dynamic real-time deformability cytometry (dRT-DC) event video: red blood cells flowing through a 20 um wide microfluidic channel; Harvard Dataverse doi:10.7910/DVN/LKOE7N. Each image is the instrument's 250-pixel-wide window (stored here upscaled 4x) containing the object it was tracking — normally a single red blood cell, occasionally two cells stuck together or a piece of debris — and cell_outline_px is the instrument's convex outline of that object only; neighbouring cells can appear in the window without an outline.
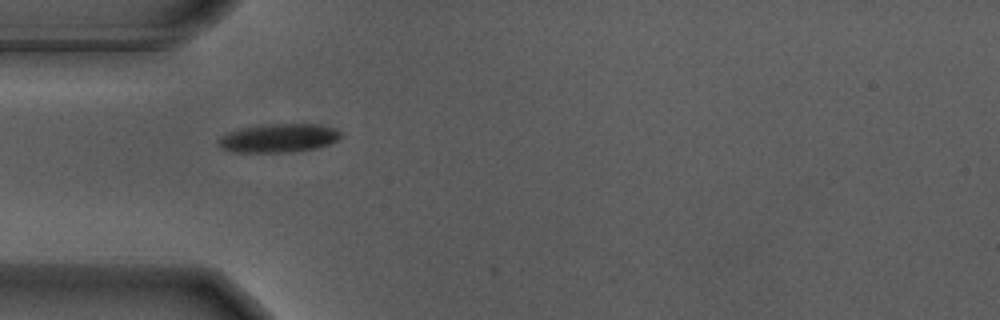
{"species": "Egyptian fruit bat (a non-hibernating species)", "species_latin": "Rousettus aegyptiacus", "temperature_condition": "warm", "stored_images_in_passage": 36, "camera_frame_rate_fps": 3000, "um_per_image_px": 0.085, "animal": {"sex": "male"}, "frame": {"image": 1, "passage_image": 2, "time_ms": 0.333, "image_size_px": [1000, 320], "cell_outline_px": [[344, 136], [328, 144], [316, 148], [292, 152], [236, 152], [220, 148], [216, 144], [216, 140], [228, 132], [244, 128], [272, 124], [316, 124], [332, 128], [340, 132]], "centroid_in_image_um": [23.66, 11.75], "position_along_channel_um": 61.3, "area_um2": 20.23}}
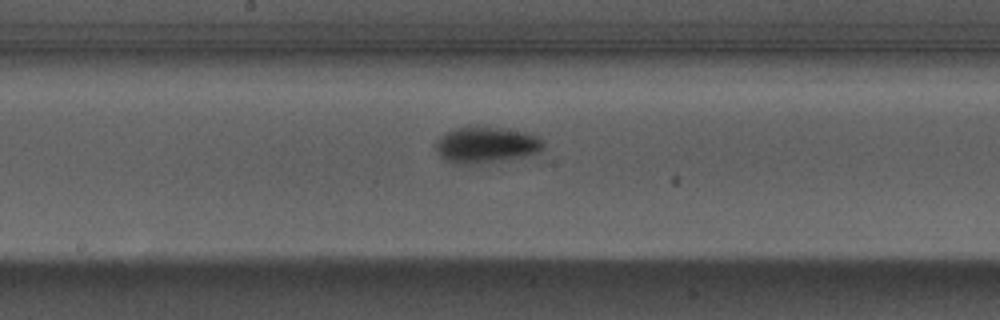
{"frame": {"image": 2, "passage_image": 14, "time_ms": 4.333, "image_size_px": [1000, 320], "cell_outline_px": [[544, 148], [540, 152], [520, 156], [468, 164], [456, 164], [440, 156], [432, 144], [444, 132], [452, 128], [468, 124], [504, 128], [524, 132], [536, 136], [544, 144]], "centroid_in_image_um": [41.21, 12.25], "position_along_channel_um": 207.0, "area_um2": 22.77}}
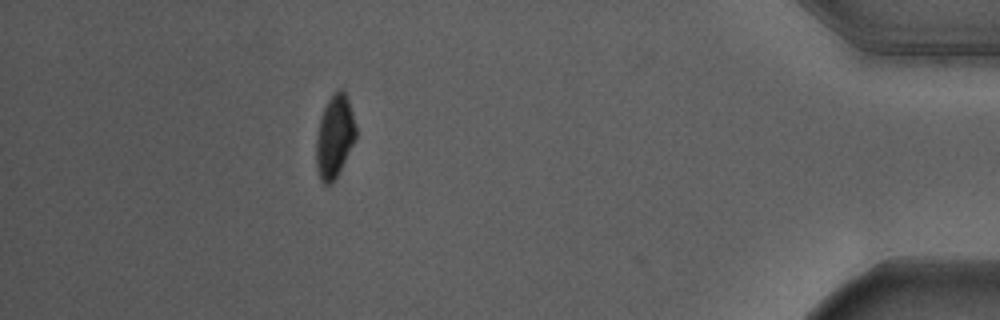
{"frame": {"image": 3, "passage_image": 35, "time_ms": 11.333, "image_size_px": [1000, 320], "cell_outline_px": [[356, 136], [332, 184], [324, 184], [320, 180], [316, 168], [316, 136], [320, 116], [332, 92], [336, 88], [344, 88], [352, 112], [356, 128]], "centroid_in_image_um": [28.41, 11.54], "position_along_channel_um": 406.8, "area_um2": 19.07}, "authors_computed_cell_mechanics": {"area_um2": 20.8658, "velocity_mm_per_s": 3.6806, "shape_relaxation_time_tau1_ms": 3.1802, "shape_relaxation_time_tau2_ms": null, "deformation_change_tau1": 0.1511, "deformation_change_tau2": null}}